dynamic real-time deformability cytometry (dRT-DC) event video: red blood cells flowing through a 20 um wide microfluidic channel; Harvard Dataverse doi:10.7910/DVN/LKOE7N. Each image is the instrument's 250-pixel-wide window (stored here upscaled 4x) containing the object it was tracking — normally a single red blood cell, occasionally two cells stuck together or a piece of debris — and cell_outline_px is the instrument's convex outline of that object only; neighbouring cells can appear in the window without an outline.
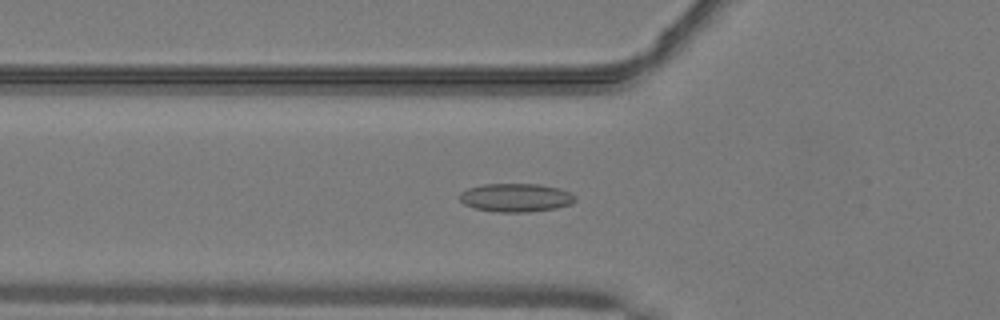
{"species": "common noctule bat (a hibernating species)", "species_latin": "Nyctalus noctula", "temperature_condition": "warm", "stored_images_in_passage": 51, "camera_frame_rate_fps": 3000, "um_per_image_px": 0.085, "animal": {"sex": "male", "body_mass_g": 19.2, "forearm_length_mm": 51.8}, "frame": {"image": 1, "passage_image": 18, "time_ms": 5.667, "image_size_px": [1000, 320], "cell_outline_px": [[576, 200], [572, 204], [556, 208], [528, 212], [496, 212], [476, 208], [464, 204], [460, 200], [460, 192], [468, 188], [484, 184], [540, 184], [560, 188], [572, 192], [576, 196]], "centroid_in_image_um": [43.89, 16.79], "position_along_channel_um": 81.9, "area_um2": 19.31}}
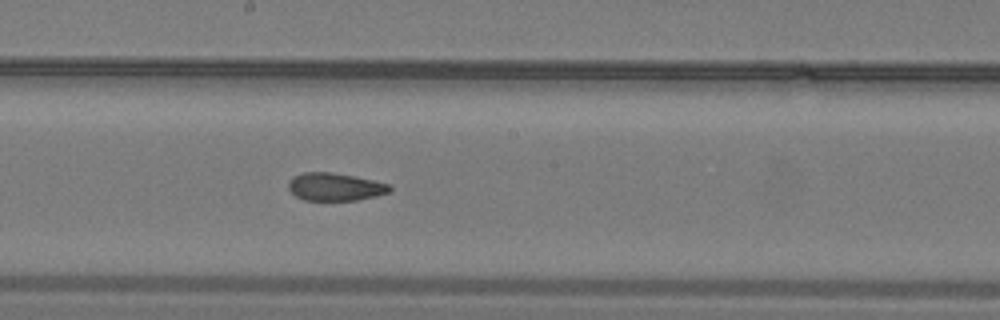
{"frame": {"image": 2, "passage_image": 28, "time_ms": 9.0, "image_size_px": [1000, 320], "cell_outline_px": [[392, 188], [388, 192], [376, 196], [356, 200], [304, 200], [296, 196], [288, 188], [288, 180], [292, 176], [304, 172], [332, 172], [372, 180], [388, 184]], "centroid_in_image_um": [28.43, 15.88], "position_along_channel_um": 219.8, "area_um2": 16.3}}
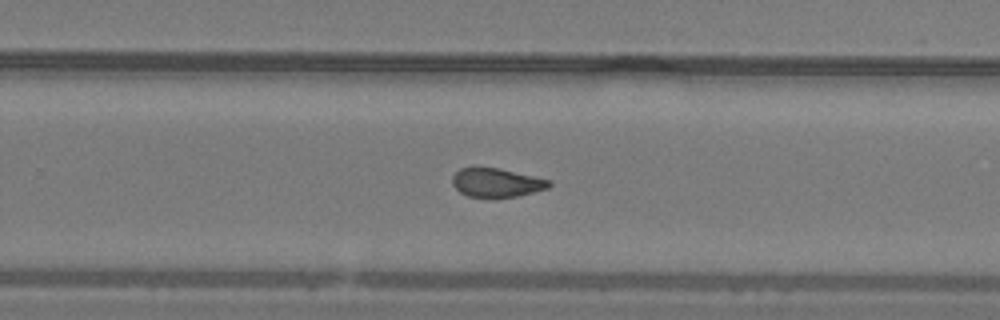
{"frame": {"image": 3, "passage_image": 33, "time_ms": 10.667, "image_size_px": [1000, 320], "cell_outline_px": [[552, 184], [548, 188], [516, 196], [496, 200], [492, 200], [468, 196], [460, 192], [452, 184], [452, 176], [460, 168], [476, 164], [500, 168], [552, 180]], "centroid_in_image_um": [42.16, 15.51], "position_along_channel_um": 287.6, "area_um2": 17.28}, "authors_computed_cell_mechanics": {"area_um2": 17.5712, "velocity_mm_per_s": 4.1002, "shape_relaxation_time_tau1_ms": null, "shape_relaxation_time_tau2_ms": 1.6891, "deformation_change_tau1": null, "deformation_change_tau2": 0.0797}}